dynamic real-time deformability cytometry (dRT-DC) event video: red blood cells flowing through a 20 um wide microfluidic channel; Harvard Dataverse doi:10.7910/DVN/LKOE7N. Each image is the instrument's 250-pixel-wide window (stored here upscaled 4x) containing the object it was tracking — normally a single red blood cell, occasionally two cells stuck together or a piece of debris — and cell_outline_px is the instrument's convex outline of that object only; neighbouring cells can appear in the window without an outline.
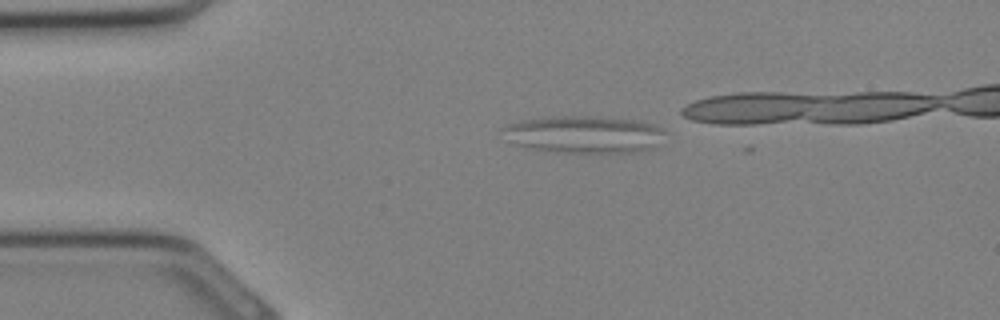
{"species": "Egyptian fruit bat (a non-hibernating species)", "species_latin": "Rousettus aegyptiacus", "temperature_condition": "cold", "stored_images_in_passage": 2, "camera_frame_rate_fps": 3000, "um_per_image_px": 0.085, "animal": {"sex": "female"}, "frame": {"image": 1, "passage_image": 1, "time_ms": 0.0, "image_size_px": [1000, 320], "cell_outline_px": [[664, 132], [652, 148], [636, 152], [556, 152], [532, 148], [516, 144], [504, 140], [504, 128], [508, 124], [524, 120], [552, 116], [584, 116], [644, 120], [660, 128]], "centroid_in_image_um": [49.61, 11.41], "position_along_channel_um": 35.4, "area_um2": 34.85}}